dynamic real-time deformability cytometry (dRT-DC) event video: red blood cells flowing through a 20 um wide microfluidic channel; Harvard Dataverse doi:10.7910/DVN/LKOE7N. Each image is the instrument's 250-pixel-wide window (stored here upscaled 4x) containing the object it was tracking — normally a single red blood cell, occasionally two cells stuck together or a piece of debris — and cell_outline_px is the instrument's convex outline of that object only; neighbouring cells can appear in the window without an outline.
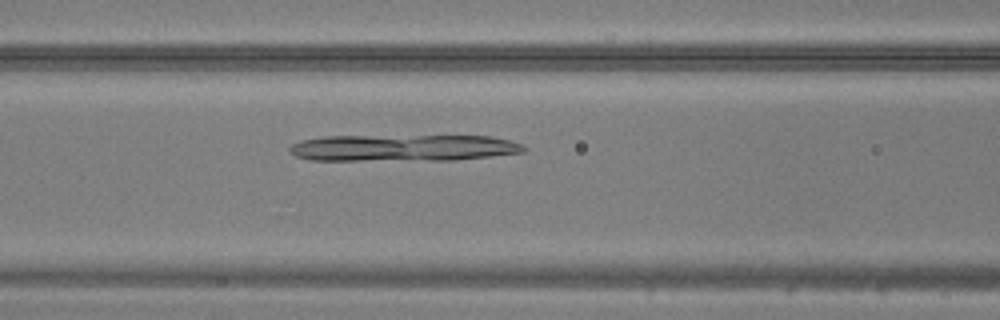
{"species": "common noctule bat (a hibernating species)", "species_latin": "Nyctalus noctula", "temperature_condition": "warm", "stored_images_in_passage": 31, "camera_frame_rate_fps": 3000, "um_per_image_px": 0.085, "animal": {"sex": "male", "body_mass_g": 20.5, "forearm_length_mm": 52.5}, "frame": {"image": 1, "passage_image": 13, "time_ms": 4.0, "image_size_px": [1000, 320], "cell_outline_px": [[528, 148], [524, 152], [492, 156], [456, 160], [312, 160], [296, 156], [288, 148], [292, 144], [304, 140], [324, 136], [492, 136], [508, 140], [520, 144]], "centroid_in_image_um": [34.31, 12.57], "position_along_channel_um": 132.3, "area_um2": 36.3}}
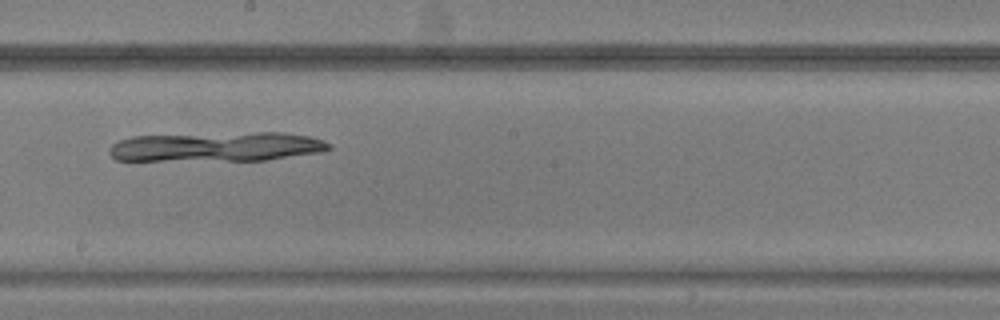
{"frame": {"image": 2, "passage_image": 20, "time_ms": 6.333, "image_size_px": [1000, 320], "cell_outline_px": [[332, 148], [324, 152], [268, 160], [116, 160], [108, 152], [108, 148], [112, 144], [120, 140], [132, 136], [256, 132], [280, 132], [308, 136], [324, 140]], "centroid_in_image_um": [18.45, 12.47], "position_along_channel_um": 229.8, "area_um2": 37.8}}
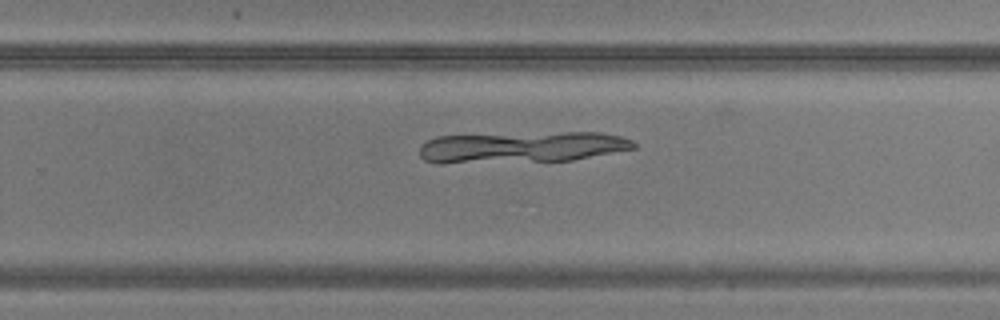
{"frame": {"image": 3, "passage_image": 24, "time_ms": 7.667, "image_size_px": [1000, 320], "cell_outline_px": [[636, 148], [572, 160], [424, 160], [420, 156], [420, 148], [428, 140], [436, 136], [564, 132], [600, 132], [620, 136], [632, 140], [636, 144]], "centroid_in_image_um": [44.55, 12.45], "position_along_channel_um": 285.3, "area_um2": 36.88}}